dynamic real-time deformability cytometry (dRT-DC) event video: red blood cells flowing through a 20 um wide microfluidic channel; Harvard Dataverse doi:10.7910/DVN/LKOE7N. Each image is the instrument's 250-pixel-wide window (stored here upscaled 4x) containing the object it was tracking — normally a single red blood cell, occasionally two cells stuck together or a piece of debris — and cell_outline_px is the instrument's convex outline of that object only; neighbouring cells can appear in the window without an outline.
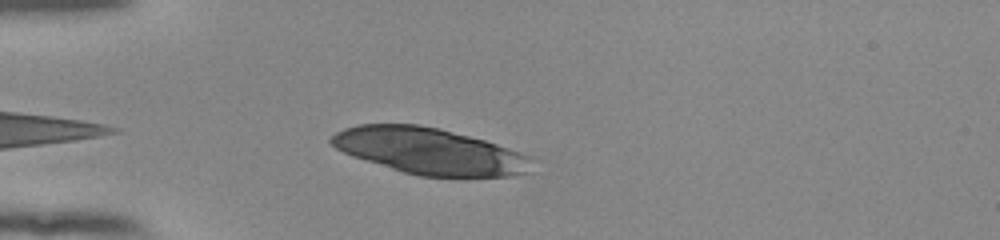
{"species": "human", "species_latin": "Homo sapiens", "temperature_condition": "room temperature", "stored_images_in_passage": 42, "camera_frame_rate_fps": 3000, "um_per_image_px": 0.085, "donor": {"sex": "female"}, "frame": {"image": 1, "passage_image": 4, "time_ms": 1.0, "image_size_px": [1000, 240], "cell_outline_px": [[532, 172], [512, 176], [420, 176], [404, 172], [352, 156], [336, 148], [328, 140], [336, 132], [344, 128], [360, 124], [420, 124], [440, 128], [484, 140], [508, 148], [528, 156]], "centroid_in_image_um": [36.48, 12.83], "position_along_channel_um": 48.5, "area_um2": 53.58}}